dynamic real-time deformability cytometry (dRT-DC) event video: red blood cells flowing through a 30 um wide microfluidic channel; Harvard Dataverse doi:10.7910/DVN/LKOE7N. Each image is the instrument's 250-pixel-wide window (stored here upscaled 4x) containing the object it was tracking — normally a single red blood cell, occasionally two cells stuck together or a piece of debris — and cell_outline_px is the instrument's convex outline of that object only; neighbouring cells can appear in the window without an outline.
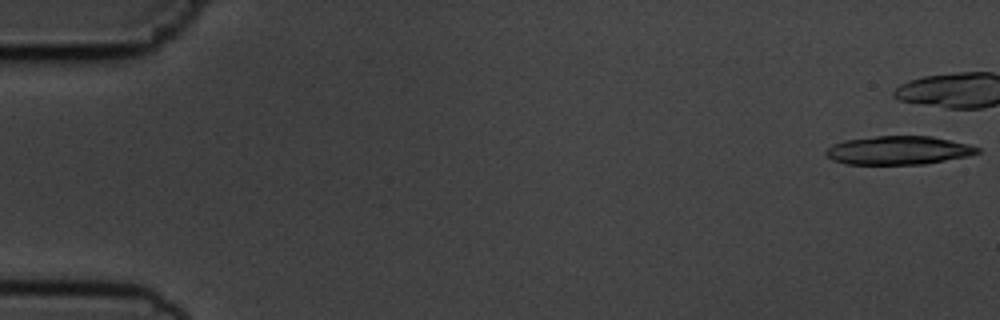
{"species": "common noctule bat (a hibernating species)", "species_latin": "Nyctalus noctula", "temperature_condition": "cold", "stored_images_in_passage": 8, "camera_frame_rate_fps": 3000, "um_per_image_px": 0.085, "animal": {"sex": "male", "body_mass_g": 19.5, "forearm_length_mm": 54.6}, "frame": {"image": 1, "passage_image": 1, "time_ms": 0.0, "image_size_px": [1000, 320], "cell_outline_px": [[980, 152], [968, 156], [924, 164], [844, 164], [832, 160], [824, 152], [832, 144], [844, 140], [876, 136], [932, 136], [968, 144], [980, 148]], "centroid_in_image_um": [76.35, 12.78], "position_along_channel_um": 8.6, "area_um2": 25.2}}